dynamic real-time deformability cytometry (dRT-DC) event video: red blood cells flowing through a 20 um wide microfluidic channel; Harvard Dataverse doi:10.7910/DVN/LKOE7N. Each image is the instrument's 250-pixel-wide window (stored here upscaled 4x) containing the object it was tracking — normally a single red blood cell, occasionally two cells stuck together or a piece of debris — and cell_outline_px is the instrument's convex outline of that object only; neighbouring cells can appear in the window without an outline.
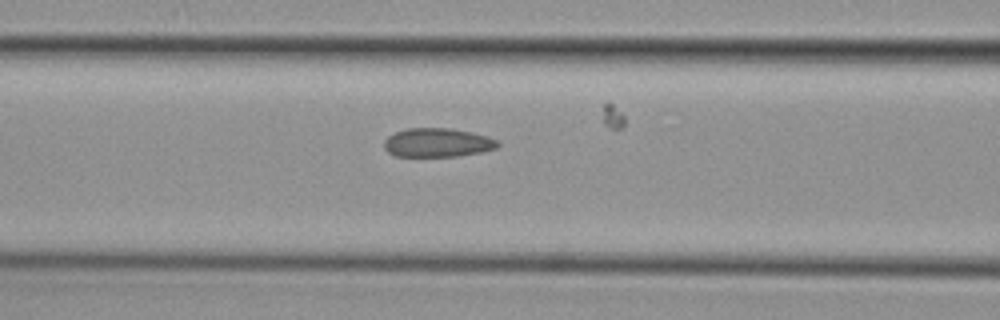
{"species": "common noctule bat (a hibernating species)", "species_latin": "Nyctalus noctula", "temperature_condition": "cold", "stored_images_in_passage": 26, "camera_frame_rate_fps": 3000, "um_per_image_px": 0.085, "animal": {"sex": "female", "body_mass_g": 29.2, "forearm_length_mm": 56.3}, "frame": {"image": 1, "passage_image": 5, "time_ms": 1.333, "image_size_px": [1000, 320], "cell_outline_px": [[500, 144], [496, 148], [480, 152], [456, 156], [396, 156], [388, 152], [384, 148], [384, 140], [388, 136], [396, 132], [408, 128], [452, 128], [472, 132], [488, 136], [500, 140]], "centroid_in_image_um": [37.21, 12.11], "position_along_channel_um": 129.4, "area_um2": 19.19}}
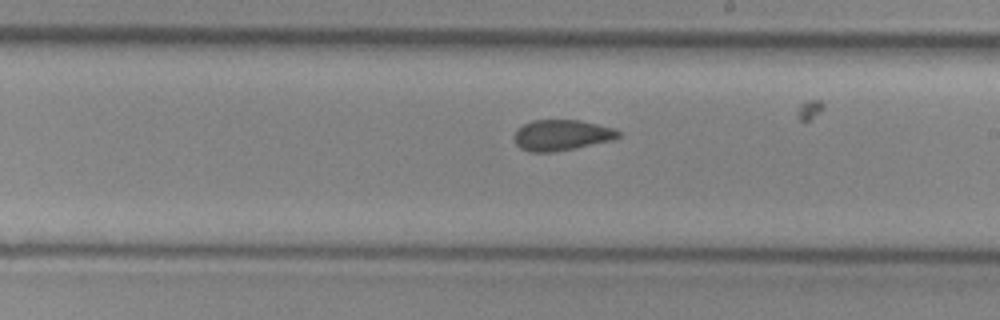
{"frame": {"image": 2, "passage_image": 14, "time_ms": 4.333, "image_size_px": [1000, 320], "cell_outline_px": [[620, 136], [612, 140], [576, 148], [552, 152], [528, 152], [520, 148], [516, 144], [512, 136], [516, 128], [532, 120], [580, 120], [612, 128], [620, 132]], "centroid_in_image_um": [47.67, 11.49], "position_along_channel_um": 241.3, "area_um2": 18.79}}
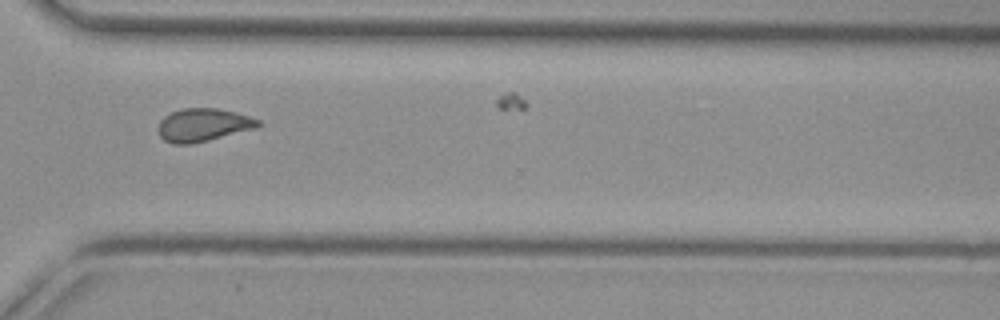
{"frame": {"image": 3, "passage_image": 23, "time_ms": 7.333, "image_size_px": [1000, 320], "cell_outline_px": [[264, 124], [256, 128], [192, 144], [172, 144], [164, 140], [160, 136], [156, 128], [160, 120], [164, 116], [172, 112], [184, 108], [216, 108], [236, 112], [260, 120]], "centroid_in_image_um": [17.26, 10.62], "position_along_channel_um": 353.3, "area_um2": 19.36}, "authors_computed_cell_mechanics": {"area_um2": 18.9584, "velocity_mm_per_s": 3.7289, "shape_relaxation_time_tau1_ms": null, "shape_relaxation_time_tau2_ms": 1.4149, "deformation_change_tau1": null, "deformation_change_tau2": 0.064}}